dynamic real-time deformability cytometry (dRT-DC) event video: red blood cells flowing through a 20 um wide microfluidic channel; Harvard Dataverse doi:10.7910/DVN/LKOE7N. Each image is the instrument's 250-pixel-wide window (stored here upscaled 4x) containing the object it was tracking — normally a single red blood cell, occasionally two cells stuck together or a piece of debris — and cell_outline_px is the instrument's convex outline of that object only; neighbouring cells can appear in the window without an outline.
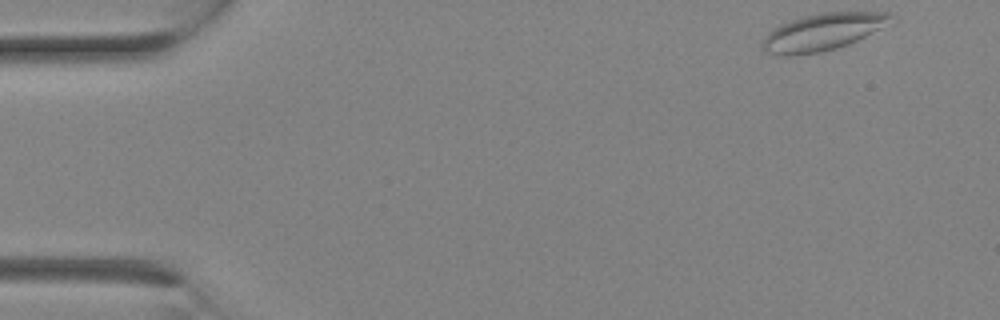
{"species": "Egyptian fruit bat (a non-hibernating species)", "species_latin": "Rousettus aegyptiacus", "temperature_condition": "room temperature", "stored_images_in_passage": 15, "camera_frame_rate_fps": 3000, "um_per_image_px": 0.085, "animal": {"sex": "female"}, "frame": {"image": 1, "passage_image": 1, "time_ms": 0.0, "image_size_px": [1000, 320], "cell_outline_px": [[896, 16], [880, 28], [848, 44], [836, 48], [820, 52], [792, 56], [784, 56], [764, 52], [764, 40], [772, 28], [780, 24], [804, 16], [824, 12], [888, 12]], "centroid_in_image_um": [69.91, 2.72], "position_along_channel_um": 15.1, "area_um2": 27.28}}
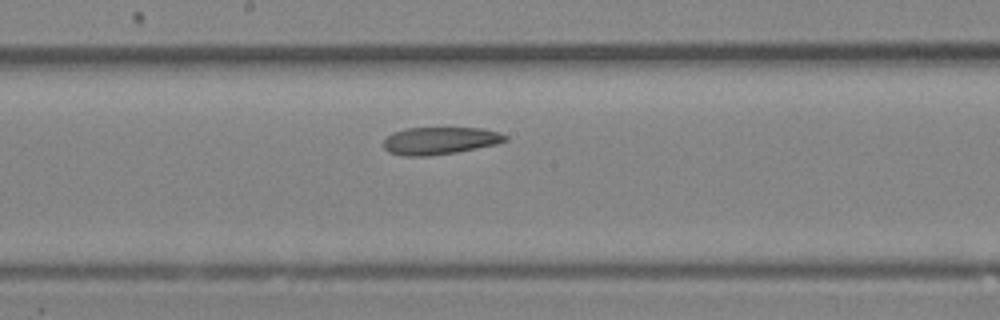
{"frame": {"image": 2, "passage_image": 13, "time_ms": 4.0, "image_size_px": [1000, 320], "cell_outline_px": [[508, 140], [496, 144], [456, 152], [428, 156], [404, 156], [388, 152], [384, 148], [384, 140], [392, 132], [408, 128], [484, 128], [500, 132], [508, 136]], "centroid_in_image_um": [37.4, 11.95], "position_along_channel_um": 210.8, "area_um2": 19.48}}
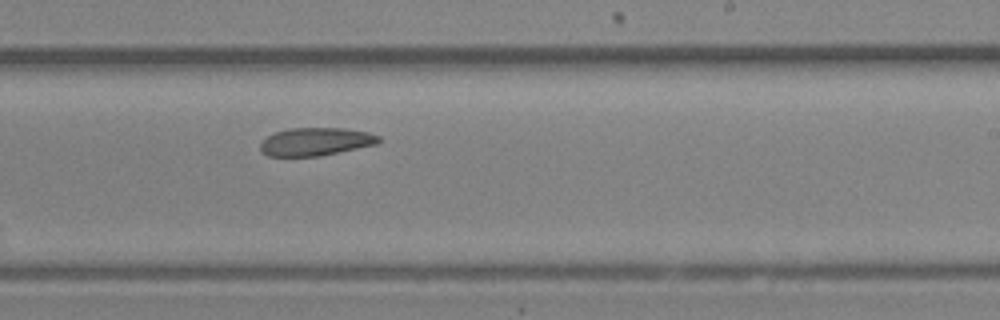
{"frame": {"image": 3, "passage_image": 15, "time_ms": 4.667, "image_size_px": [1000, 320], "cell_outline_px": [[380, 140], [376, 144], [320, 156], [268, 156], [260, 152], [260, 144], [268, 136], [276, 132], [288, 128], [344, 128], [368, 132], [380, 136]], "centroid_in_image_um": [26.82, 12.04], "position_along_channel_um": 262.2, "area_um2": 19.25}}